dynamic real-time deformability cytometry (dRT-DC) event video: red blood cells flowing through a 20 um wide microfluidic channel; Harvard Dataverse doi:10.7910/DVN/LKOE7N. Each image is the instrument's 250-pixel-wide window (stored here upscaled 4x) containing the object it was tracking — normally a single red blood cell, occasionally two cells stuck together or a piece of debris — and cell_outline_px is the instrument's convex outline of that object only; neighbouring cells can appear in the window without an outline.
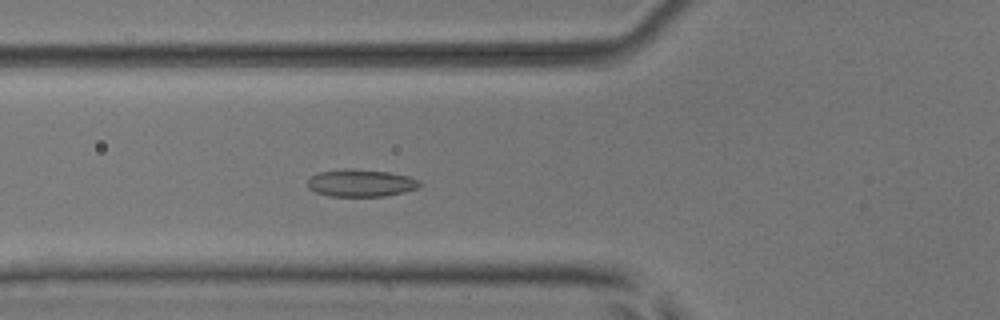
{"species": "common noctule bat (a hibernating species)", "species_latin": "Nyctalus noctula", "temperature_condition": "room temperature", "stored_images_in_passage": 5, "camera_frame_rate_fps": 3000, "um_per_image_px": 0.085, "animal": {"sex": "male", "body_mass_g": 17.9, "forearm_length_mm": 54.2}, "frame": {"image": 1, "passage_image": 5, "time_ms": 4.667, "image_size_px": [1000, 320], "cell_outline_px": [[424, 184], [416, 188], [404, 192], [384, 196], [328, 196], [316, 192], [308, 188], [308, 180], [312, 176], [320, 172], [388, 172], [408, 176], [420, 180]], "centroid_in_image_um": [30.74, 15.62], "position_along_channel_um": 95.1, "area_um2": 16.82}}